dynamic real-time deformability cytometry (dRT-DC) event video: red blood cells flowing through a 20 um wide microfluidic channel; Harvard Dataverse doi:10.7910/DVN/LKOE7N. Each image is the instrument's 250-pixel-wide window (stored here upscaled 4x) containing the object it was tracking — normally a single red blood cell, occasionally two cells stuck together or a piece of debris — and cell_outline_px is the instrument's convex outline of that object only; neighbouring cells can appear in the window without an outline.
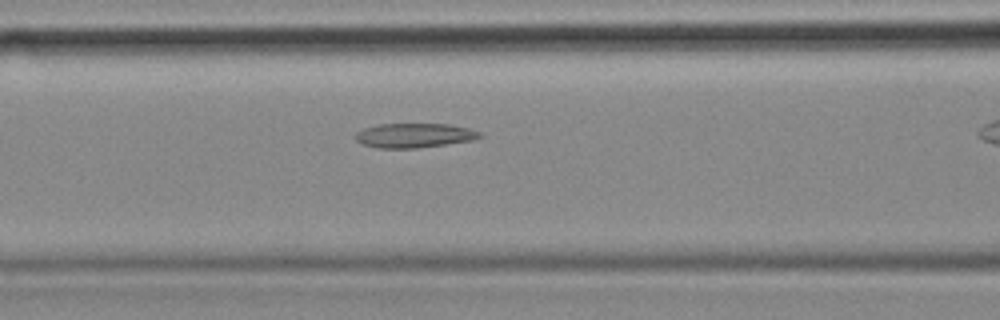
{"species": "common noctule bat (a hibernating species)", "species_latin": "Nyctalus noctula", "temperature_condition": "cold", "stored_images_in_passage": 32, "camera_frame_rate_fps": 3000, "um_per_image_px": 0.085, "animal": {"sex": "female", "body_mass_g": 18.4}, "frame": {"image": 1, "passage_image": 10, "time_ms": 3.0, "image_size_px": [1000, 320], "cell_outline_px": [[484, 136], [472, 140], [416, 148], [376, 148], [364, 144], [356, 140], [356, 132], [364, 128], [380, 124], [448, 124], [468, 128], [480, 132]], "centroid_in_image_um": [35.21, 11.51], "position_along_channel_um": 131.4, "area_um2": 17.51}}
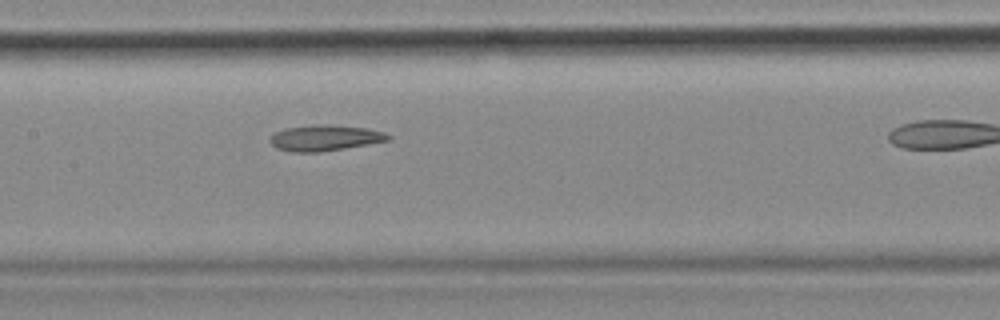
{"frame": {"image": 2, "passage_image": 14, "time_ms": 4.333, "image_size_px": [1000, 320], "cell_outline_px": [[392, 136], [388, 140], [368, 144], [320, 152], [288, 152], [276, 148], [268, 140], [276, 132], [284, 128], [316, 124], [328, 124], [368, 128], [384, 132]], "centroid_in_image_um": [27.6, 11.72], "position_along_channel_um": 179.8, "area_um2": 17.86}}